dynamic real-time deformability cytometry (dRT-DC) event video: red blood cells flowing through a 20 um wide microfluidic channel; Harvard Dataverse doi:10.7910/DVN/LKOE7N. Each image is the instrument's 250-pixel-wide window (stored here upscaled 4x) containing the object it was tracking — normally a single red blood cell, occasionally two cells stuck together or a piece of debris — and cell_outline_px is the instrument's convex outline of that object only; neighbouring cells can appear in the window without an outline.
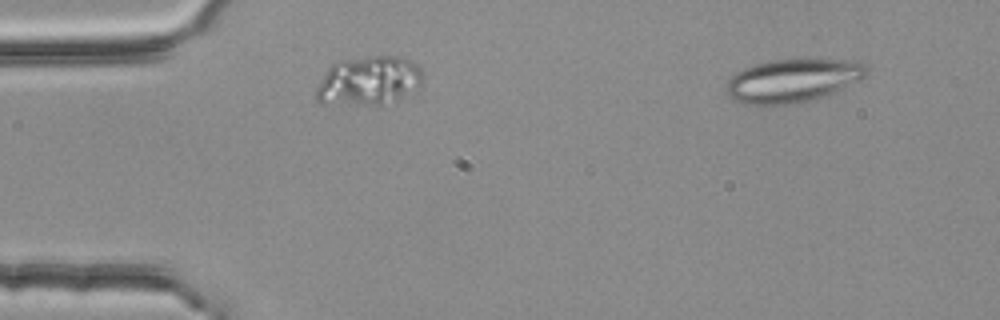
{"species": "common noctule bat (a hibernating species)", "species_latin": "Nyctalus noctula", "temperature_condition": "room temperature", "stored_images_in_passage": 3, "camera_frame_rate_fps": 3000, "um_per_image_px": 0.085, "animal": {"sex": "female", "body_mass_g": 25.1}, "frame": {"image": 1, "passage_image": 1, "time_ms": 0.0, "image_size_px": [1000, 320], "cell_outline_px": [[868, 76], [860, 80], [832, 92], [808, 100], [788, 104], [740, 104], [728, 96], [724, 92], [724, 84], [736, 72], [744, 68], [756, 64], [772, 60], [860, 60], [868, 68]], "centroid_in_image_um": [67.34, 6.84], "position_along_channel_um": 17.7, "area_um2": 35.2}}